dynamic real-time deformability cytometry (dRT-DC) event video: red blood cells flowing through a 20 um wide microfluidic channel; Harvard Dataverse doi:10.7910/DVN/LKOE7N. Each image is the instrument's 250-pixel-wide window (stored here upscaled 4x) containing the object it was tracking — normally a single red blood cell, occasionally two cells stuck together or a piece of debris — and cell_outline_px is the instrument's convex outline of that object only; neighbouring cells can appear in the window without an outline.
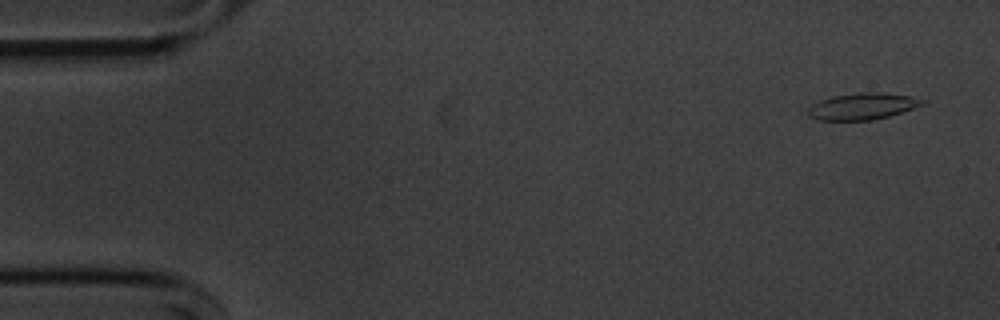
{"species": "common noctule bat (a hibernating species)", "species_latin": "Nyctalus noctula", "temperature_condition": "cold", "stored_images_in_passage": 51, "camera_frame_rate_fps": 3000, "um_per_image_px": 0.085, "animal": {"sex": "male", "body_mass_g": 20.1, "forearm_length_mm": 53.5}, "frame": {"image": 1, "passage_image": 1, "time_ms": 0.0, "image_size_px": [1000, 320], "cell_outline_px": [[928, 104], [888, 116], [872, 120], [820, 120], [808, 116], [808, 108], [812, 104], [820, 100], [832, 96], [860, 92], [876, 92], [912, 96], [928, 100]], "centroid_in_image_um": [73.36, 9.03], "position_along_channel_um": 11.6, "area_um2": 17.86}}
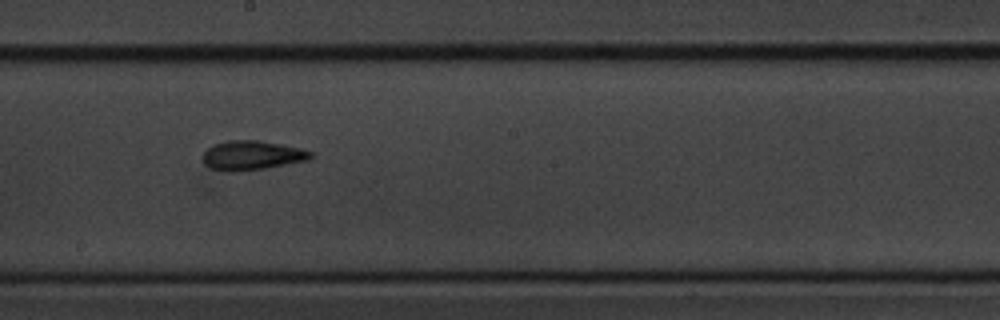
{"frame": {"image": 2, "passage_image": 28, "time_ms": 9.0, "image_size_px": [1000, 320], "cell_outline_px": [[316, 152], [308, 160], [264, 168], [236, 172], [228, 172], [212, 168], [204, 164], [204, 152], [212, 144], [228, 140], [260, 140], [300, 148]], "centroid_in_image_um": [21.43, 13.2], "position_along_channel_um": 226.8, "area_um2": 18.44}}
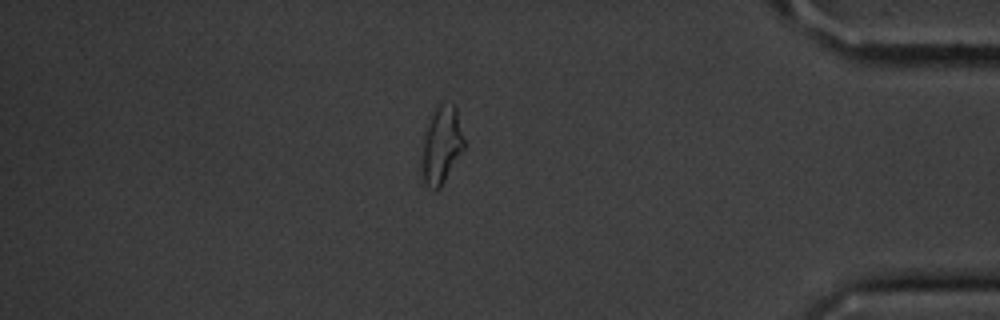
{"frame": {"image": 3, "passage_image": 45, "time_ms": 14.667, "image_size_px": [1000, 320], "cell_outline_px": [[464, 148], [440, 188], [432, 192], [424, 184], [420, 164], [424, 128], [428, 116], [432, 108], [436, 104], [456, 104], [464, 140]], "centroid_in_image_um": [37.47, 12.3], "position_along_channel_um": 397.7, "area_um2": 19.88}}